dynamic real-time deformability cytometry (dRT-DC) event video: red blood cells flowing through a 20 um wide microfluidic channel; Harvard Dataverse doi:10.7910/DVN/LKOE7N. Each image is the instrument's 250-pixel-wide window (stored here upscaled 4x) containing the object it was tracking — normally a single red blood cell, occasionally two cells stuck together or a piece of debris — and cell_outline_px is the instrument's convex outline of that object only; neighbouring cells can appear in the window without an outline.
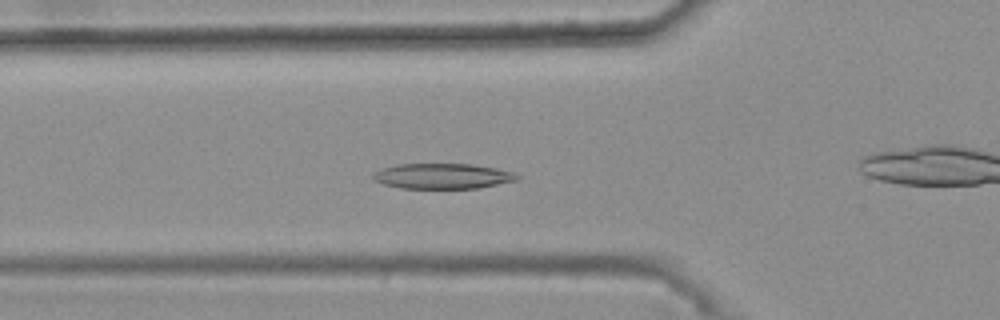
{"species": "common noctule bat (a hibernating species)", "species_latin": "Nyctalus noctula", "temperature_condition": "warm", "stored_images_in_passage": 43, "camera_frame_rate_fps": 3000, "um_per_image_px": 0.085, "animal": {"sex": "female", "body_mass_g": 25.1}, "frame": {"image": 1, "passage_image": 15, "time_ms": 4.667, "image_size_px": [1000, 320], "cell_outline_px": [[520, 180], [476, 188], [400, 188], [384, 184], [376, 180], [372, 176], [380, 168], [400, 164], [468, 164], [496, 168], [516, 172], [520, 176]], "centroid_in_image_um": [37.67, 14.96], "position_along_channel_um": 88.1, "area_um2": 21.21}}
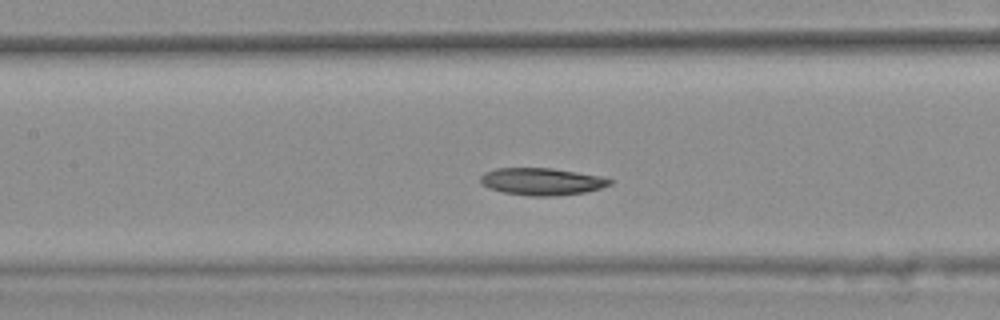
{"frame": {"image": 2, "passage_image": 21, "time_ms": 6.667, "image_size_px": [1000, 320], "cell_outline_px": [[612, 184], [600, 188], [584, 192], [552, 196], [532, 196], [504, 192], [488, 188], [480, 184], [480, 176], [484, 172], [496, 168], [552, 168], [600, 176], [612, 180]], "centroid_in_image_um": [46.01, 15.42], "position_along_channel_um": 161.4, "area_um2": 20.4}}
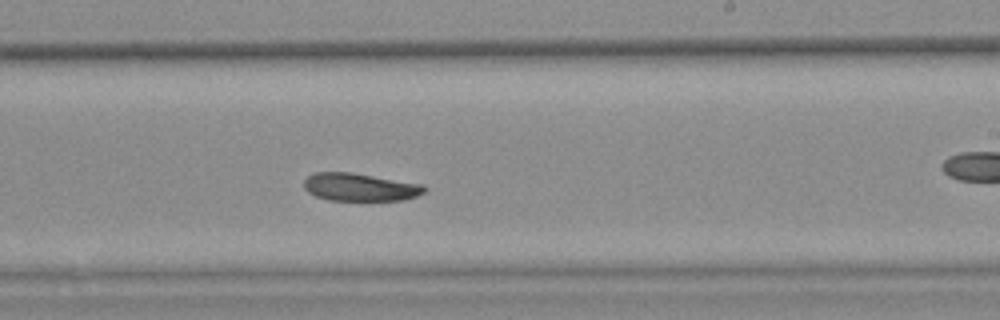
{"frame": {"image": 3, "passage_image": 29, "time_ms": 9.333, "image_size_px": [1000, 320], "cell_outline_px": [[428, 188], [424, 192], [416, 196], [404, 200], [328, 200], [316, 196], [308, 192], [304, 188], [304, 180], [312, 172], [352, 172], [424, 184]], "centroid_in_image_um": [30.61, 15.89], "position_along_channel_um": 258.4, "area_um2": 19.71}, "authors_computed_cell_mechanics": {"area_um2": 20.8658, "velocity_mm_per_s": 3.6513, "shape_relaxation_time_tau1_ms": 9.8301, "shape_relaxation_time_tau2_ms": null, "deformation_change_tau1": 0.1689, "deformation_change_tau2": null}}